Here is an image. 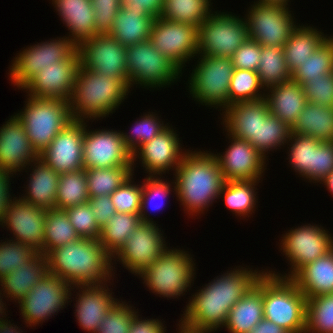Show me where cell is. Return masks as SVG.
Segmentation results:
<instances>
[{
	"instance_id": "cell-1",
	"label": "cell",
	"mask_w": 333,
	"mask_h": 333,
	"mask_svg": "<svg viewBox=\"0 0 333 333\" xmlns=\"http://www.w3.org/2000/svg\"><path fill=\"white\" fill-rule=\"evenodd\" d=\"M243 268L227 271L193 294L180 321L188 327L210 332L225 326L229 310L264 273Z\"/></svg>"
},
{
	"instance_id": "cell-2",
	"label": "cell",
	"mask_w": 333,
	"mask_h": 333,
	"mask_svg": "<svg viewBox=\"0 0 333 333\" xmlns=\"http://www.w3.org/2000/svg\"><path fill=\"white\" fill-rule=\"evenodd\" d=\"M46 258L48 273L72 287L104 284L113 275L114 259L99 240L80 238L51 250Z\"/></svg>"
},
{
	"instance_id": "cell-3",
	"label": "cell",
	"mask_w": 333,
	"mask_h": 333,
	"mask_svg": "<svg viewBox=\"0 0 333 333\" xmlns=\"http://www.w3.org/2000/svg\"><path fill=\"white\" fill-rule=\"evenodd\" d=\"M175 171L174 191L189 214L203 213L219 198L225 183L214 153L188 151Z\"/></svg>"
},
{
	"instance_id": "cell-4",
	"label": "cell",
	"mask_w": 333,
	"mask_h": 333,
	"mask_svg": "<svg viewBox=\"0 0 333 333\" xmlns=\"http://www.w3.org/2000/svg\"><path fill=\"white\" fill-rule=\"evenodd\" d=\"M129 90L122 79L105 77L79 66L69 100L72 118L95 120L106 117L124 101Z\"/></svg>"
},
{
	"instance_id": "cell-5",
	"label": "cell",
	"mask_w": 333,
	"mask_h": 333,
	"mask_svg": "<svg viewBox=\"0 0 333 333\" xmlns=\"http://www.w3.org/2000/svg\"><path fill=\"white\" fill-rule=\"evenodd\" d=\"M307 298L288 278L263 273V315L289 333H305Z\"/></svg>"
},
{
	"instance_id": "cell-6",
	"label": "cell",
	"mask_w": 333,
	"mask_h": 333,
	"mask_svg": "<svg viewBox=\"0 0 333 333\" xmlns=\"http://www.w3.org/2000/svg\"><path fill=\"white\" fill-rule=\"evenodd\" d=\"M24 111L15 114L23 123L32 147L40 155L73 118L69 101L56 98H27Z\"/></svg>"
},
{
	"instance_id": "cell-7",
	"label": "cell",
	"mask_w": 333,
	"mask_h": 333,
	"mask_svg": "<svg viewBox=\"0 0 333 333\" xmlns=\"http://www.w3.org/2000/svg\"><path fill=\"white\" fill-rule=\"evenodd\" d=\"M195 263L186 251L167 248L139 276L153 293L168 298H176L191 286Z\"/></svg>"
},
{
	"instance_id": "cell-8",
	"label": "cell",
	"mask_w": 333,
	"mask_h": 333,
	"mask_svg": "<svg viewBox=\"0 0 333 333\" xmlns=\"http://www.w3.org/2000/svg\"><path fill=\"white\" fill-rule=\"evenodd\" d=\"M200 57L188 82L190 94L202 105L220 106L225 110L230 106L229 85L234 71L232 58Z\"/></svg>"
},
{
	"instance_id": "cell-9",
	"label": "cell",
	"mask_w": 333,
	"mask_h": 333,
	"mask_svg": "<svg viewBox=\"0 0 333 333\" xmlns=\"http://www.w3.org/2000/svg\"><path fill=\"white\" fill-rule=\"evenodd\" d=\"M126 51L129 89L134 84L155 89L180 79L182 70L155 49L149 39L127 47Z\"/></svg>"
},
{
	"instance_id": "cell-10",
	"label": "cell",
	"mask_w": 333,
	"mask_h": 333,
	"mask_svg": "<svg viewBox=\"0 0 333 333\" xmlns=\"http://www.w3.org/2000/svg\"><path fill=\"white\" fill-rule=\"evenodd\" d=\"M249 38L245 18L216 11L198 27V56L232 57Z\"/></svg>"
},
{
	"instance_id": "cell-11",
	"label": "cell",
	"mask_w": 333,
	"mask_h": 333,
	"mask_svg": "<svg viewBox=\"0 0 333 333\" xmlns=\"http://www.w3.org/2000/svg\"><path fill=\"white\" fill-rule=\"evenodd\" d=\"M281 248L291 263L288 275L268 273L274 276L292 279L304 266L312 263L317 258L325 256L333 249V237L323 227L317 225H304L289 230L282 237ZM290 273V274H289Z\"/></svg>"
},
{
	"instance_id": "cell-12",
	"label": "cell",
	"mask_w": 333,
	"mask_h": 333,
	"mask_svg": "<svg viewBox=\"0 0 333 333\" xmlns=\"http://www.w3.org/2000/svg\"><path fill=\"white\" fill-rule=\"evenodd\" d=\"M251 7L245 18L249 39L261 46L283 47L297 27L289 7L255 1Z\"/></svg>"
},
{
	"instance_id": "cell-13",
	"label": "cell",
	"mask_w": 333,
	"mask_h": 333,
	"mask_svg": "<svg viewBox=\"0 0 333 333\" xmlns=\"http://www.w3.org/2000/svg\"><path fill=\"white\" fill-rule=\"evenodd\" d=\"M126 49L109 34H97L77 46L81 67L122 79L129 86Z\"/></svg>"
},
{
	"instance_id": "cell-14",
	"label": "cell",
	"mask_w": 333,
	"mask_h": 333,
	"mask_svg": "<svg viewBox=\"0 0 333 333\" xmlns=\"http://www.w3.org/2000/svg\"><path fill=\"white\" fill-rule=\"evenodd\" d=\"M77 52V46L68 38H58L38 43L19 52L10 66V79L14 86L22 87L44 67L69 60Z\"/></svg>"
},
{
	"instance_id": "cell-15",
	"label": "cell",
	"mask_w": 333,
	"mask_h": 333,
	"mask_svg": "<svg viewBox=\"0 0 333 333\" xmlns=\"http://www.w3.org/2000/svg\"><path fill=\"white\" fill-rule=\"evenodd\" d=\"M74 288L66 281L50 273L33 286L31 291L19 302L21 315L27 326L43 323L65 307Z\"/></svg>"
},
{
	"instance_id": "cell-16",
	"label": "cell",
	"mask_w": 333,
	"mask_h": 333,
	"mask_svg": "<svg viewBox=\"0 0 333 333\" xmlns=\"http://www.w3.org/2000/svg\"><path fill=\"white\" fill-rule=\"evenodd\" d=\"M149 41L182 70L187 61L197 56L198 27L157 17Z\"/></svg>"
},
{
	"instance_id": "cell-17",
	"label": "cell",
	"mask_w": 333,
	"mask_h": 333,
	"mask_svg": "<svg viewBox=\"0 0 333 333\" xmlns=\"http://www.w3.org/2000/svg\"><path fill=\"white\" fill-rule=\"evenodd\" d=\"M158 227L156 222H140L125 245L112 258L120 260L127 270L139 275L168 248Z\"/></svg>"
},
{
	"instance_id": "cell-18",
	"label": "cell",
	"mask_w": 333,
	"mask_h": 333,
	"mask_svg": "<svg viewBox=\"0 0 333 333\" xmlns=\"http://www.w3.org/2000/svg\"><path fill=\"white\" fill-rule=\"evenodd\" d=\"M84 122L83 169L132 166V154L125 146L121 131H88Z\"/></svg>"
},
{
	"instance_id": "cell-19",
	"label": "cell",
	"mask_w": 333,
	"mask_h": 333,
	"mask_svg": "<svg viewBox=\"0 0 333 333\" xmlns=\"http://www.w3.org/2000/svg\"><path fill=\"white\" fill-rule=\"evenodd\" d=\"M84 121L73 119L39 155L58 174L83 169Z\"/></svg>"
},
{
	"instance_id": "cell-20",
	"label": "cell",
	"mask_w": 333,
	"mask_h": 333,
	"mask_svg": "<svg viewBox=\"0 0 333 333\" xmlns=\"http://www.w3.org/2000/svg\"><path fill=\"white\" fill-rule=\"evenodd\" d=\"M80 66L78 51L69 59L40 70L22 88L28 96L69 101Z\"/></svg>"
},
{
	"instance_id": "cell-21",
	"label": "cell",
	"mask_w": 333,
	"mask_h": 333,
	"mask_svg": "<svg viewBox=\"0 0 333 333\" xmlns=\"http://www.w3.org/2000/svg\"><path fill=\"white\" fill-rule=\"evenodd\" d=\"M46 210L14 197L9 204L0 225L13 233L14 241L33 247L36 251L43 250L45 239Z\"/></svg>"
},
{
	"instance_id": "cell-22",
	"label": "cell",
	"mask_w": 333,
	"mask_h": 333,
	"mask_svg": "<svg viewBox=\"0 0 333 333\" xmlns=\"http://www.w3.org/2000/svg\"><path fill=\"white\" fill-rule=\"evenodd\" d=\"M171 128L167 126L132 154L133 170L137 156L149 177L161 176L172 168L176 170L187 152H182L178 134Z\"/></svg>"
},
{
	"instance_id": "cell-23",
	"label": "cell",
	"mask_w": 333,
	"mask_h": 333,
	"mask_svg": "<svg viewBox=\"0 0 333 333\" xmlns=\"http://www.w3.org/2000/svg\"><path fill=\"white\" fill-rule=\"evenodd\" d=\"M231 145L224 155L215 154L225 181L260 180L266 159L249 142L230 136ZM221 155V156H219Z\"/></svg>"
},
{
	"instance_id": "cell-24",
	"label": "cell",
	"mask_w": 333,
	"mask_h": 333,
	"mask_svg": "<svg viewBox=\"0 0 333 333\" xmlns=\"http://www.w3.org/2000/svg\"><path fill=\"white\" fill-rule=\"evenodd\" d=\"M5 123L0 127V168L16 173L30 166L39 154L32 147L24 125L16 115Z\"/></svg>"
},
{
	"instance_id": "cell-25",
	"label": "cell",
	"mask_w": 333,
	"mask_h": 333,
	"mask_svg": "<svg viewBox=\"0 0 333 333\" xmlns=\"http://www.w3.org/2000/svg\"><path fill=\"white\" fill-rule=\"evenodd\" d=\"M78 285L76 300V318L79 326L85 331L96 333L106 313L116 305L117 299L112 297L108 285ZM107 288V289H106Z\"/></svg>"
},
{
	"instance_id": "cell-26",
	"label": "cell",
	"mask_w": 333,
	"mask_h": 333,
	"mask_svg": "<svg viewBox=\"0 0 333 333\" xmlns=\"http://www.w3.org/2000/svg\"><path fill=\"white\" fill-rule=\"evenodd\" d=\"M265 98L254 101H239L228 106L223 112V125L227 135L245 140L251 144L256 138L258 122L269 113ZM225 113V114H224Z\"/></svg>"
},
{
	"instance_id": "cell-27",
	"label": "cell",
	"mask_w": 333,
	"mask_h": 333,
	"mask_svg": "<svg viewBox=\"0 0 333 333\" xmlns=\"http://www.w3.org/2000/svg\"><path fill=\"white\" fill-rule=\"evenodd\" d=\"M52 4L70 30L71 36L68 38L76 46L96 35L91 0H52Z\"/></svg>"
},
{
	"instance_id": "cell-28",
	"label": "cell",
	"mask_w": 333,
	"mask_h": 333,
	"mask_svg": "<svg viewBox=\"0 0 333 333\" xmlns=\"http://www.w3.org/2000/svg\"><path fill=\"white\" fill-rule=\"evenodd\" d=\"M269 88L264 98L270 113L291 128L307 103L303 87L291 79Z\"/></svg>"
},
{
	"instance_id": "cell-29",
	"label": "cell",
	"mask_w": 333,
	"mask_h": 333,
	"mask_svg": "<svg viewBox=\"0 0 333 333\" xmlns=\"http://www.w3.org/2000/svg\"><path fill=\"white\" fill-rule=\"evenodd\" d=\"M47 273V258L37 252L27 263L18 265L14 271L0 280L1 290H4V296L19 302Z\"/></svg>"
},
{
	"instance_id": "cell-30",
	"label": "cell",
	"mask_w": 333,
	"mask_h": 333,
	"mask_svg": "<svg viewBox=\"0 0 333 333\" xmlns=\"http://www.w3.org/2000/svg\"><path fill=\"white\" fill-rule=\"evenodd\" d=\"M263 315V275L238 302L229 310L225 328L230 333H248Z\"/></svg>"
},
{
	"instance_id": "cell-31",
	"label": "cell",
	"mask_w": 333,
	"mask_h": 333,
	"mask_svg": "<svg viewBox=\"0 0 333 333\" xmlns=\"http://www.w3.org/2000/svg\"><path fill=\"white\" fill-rule=\"evenodd\" d=\"M35 163V164H34ZM35 168L30 174L26 194L19 197L22 201L45 210L55 208L60 174L40 158L33 162Z\"/></svg>"
},
{
	"instance_id": "cell-32",
	"label": "cell",
	"mask_w": 333,
	"mask_h": 333,
	"mask_svg": "<svg viewBox=\"0 0 333 333\" xmlns=\"http://www.w3.org/2000/svg\"><path fill=\"white\" fill-rule=\"evenodd\" d=\"M292 280L307 299L333 294V249L304 266Z\"/></svg>"
},
{
	"instance_id": "cell-33",
	"label": "cell",
	"mask_w": 333,
	"mask_h": 333,
	"mask_svg": "<svg viewBox=\"0 0 333 333\" xmlns=\"http://www.w3.org/2000/svg\"><path fill=\"white\" fill-rule=\"evenodd\" d=\"M147 11L120 8L109 35L126 48L149 39L154 20Z\"/></svg>"
},
{
	"instance_id": "cell-34",
	"label": "cell",
	"mask_w": 333,
	"mask_h": 333,
	"mask_svg": "<svg viewBox=\"0 0 333 333\" xmlns=\"http://www.w3.org/2000/svg\"><path fill=\"white\" fill-rule=\"evenodd\" d=\"M291 133L333 142V108L307 102L291 127Z\"/></svg>"
},
{
	"instance_id": "cell-35",
	"label": "cell",
	"mask_w": 333,
	"mask_h": 333,
	"mask_svg": "<svg viewBox=\"0 0 333 333\" xmlns=\"http://www.w3.org/2000/svg\"><path fill=\"white\" fill-rule=\"evenodd\" d=\"M310 26H297L283 46L285 62L291 74L328 38Z\"/></svg>"
},
{
	"instance_id": "cell-36",
	"label": "cell",
	"mask_w": 333,
	"mask_h": 333,
	"mask_svg": "<svg viewBox=\"0 0 333 333\" xmlns=\"http://www.w3.org/2000/svg\"><path fill=\"white\" fill-rule=\"evenodd\" d=\"M141 220L138 213L116 212L101 228L99 242L107 253L113 257L125 245Z\"/></svg>"
},
{
	"instance_id": "cell-37",
	"label": "cell",
	"mask_w": 333,
	"mask_h": 333,
	"mask_svg": "<svg viewBox=\"0 0 333 333\" xmlns=\"http://www.w3.org/2000/svg\"><path fill=\"white\" fill-rule=\"evenodd\" d=\"M211 0H164L162 19L199 27L211 14Z\"/></svg>"
},
{
	"instance_id": "cell-38",
	"label": "cell",
	"mask_w": 333,
	"mask_h": 333,
	"mask_svg": "<svg viewBox=\"0 0 333 333\" xmlns=\"http://www.w3.org/2000/svg\"><path fill=\"white\" fill-rule=\"evenodd\" d=\"M256 72L266 91L271 86L291 80L292 74L285 62L283 47L261 46L260 62Z\"/></svg>"
},
{
	"instance_id": "cell-39",
	"label": "cell",
	"mask_w": 333,
	"mask_h": 333,
	"mask_svg": "<svg viewBox=\"0 0 333 333\" xmlns=\"http://www.w3.org/2000/svg\"><path fill=\"white\" fill-rule=\"evenodd\" d=\"M45 239L43 250L45 256L53 249L80 239L69 221L65 209L51 208L46 210Z\"/></svg>"
},
{
	"instance_id": "cell-40",
	"label": "cell",
	"mask_w": 333,
	"mask_h": 333,
	"mask_svg": "<svg viewBox=\"0 0 333 333\" xmlns=\"http://www.w3.org/2000/svg\"><path fill=\"white\" fill-rule=\"evenodd\" d=\"M132 171V166L85 169L89 197L111 195L134 175Z\"/></svg>"
},
{
	"instance_id": "cell-41",
	"label": "cell",
	"mask_w": 333,
	"mask_h": 333,
	"mask_svg": "<svg viewBox=\"0 0 333 333\" xmlns=\"http://www.w3.org/2000/svg\"><path fill=\"white\" fill-rule=\"evenodd\" d=\"M258 182L260 181H225L219 197L223 196L226 207L235 212L233 214L247 217L248 214H252L255 210L257 200L255 197L257 194L255 193V185Z\"/></svg>"
},
{
	"instance_id": "cell-42",
	"label": "cell",
	"mask_w": 333,
	"mask_h": 333,
	"mask_svg": "<svg viewBox=\"0 0 333 333\" xmlns=\"http://www.w3.org/2000/svg\"><path fill=\"white\" fill-rule=\"evenodd\" d=\"M289 163L295 172H299L300 177L314 181V159L315 149L323 142L311 136L291 133L288 143Z\"/></svg>"
},
{
	"instance_id": "cell-43",
	"label": "cell",
	"mask_w": 333,
	"mask_h": 333,
	"mask_svg": "<svg viewBox=\"0 0 333 333\" xmlns=\"http://www.w3.org/2000/svg\"><path fill=\"white\" fill-rule=\"evenodd\" d=\"M290 134L291 128L269 112L258 122L256 138H251V144L266 158L268 150H277V147L288 144Z\"/></svg>"
},
{
	"instance_id": "cell-44",
	"label": "cell",
	"mask_w": 333,
	"mask_h": 333,
	"mask_svg": "<svg viewBox=\"0 0 333 333\" xmlns=\"http://www.w3.org/2000/svg\"><path fill=\"white\" fill-rule=\"evenodd\" d=\"M89 198L85 169L60 174L55 208L67 209Z\"/></svg>"
},
{
	"instance_id": "cell-45",
	"label": "cell",
	"mask_w": 333,
	"mask_h": 333,
	"mask_svg": "<svg viewBox=\"0 0 333 333\" xmlns=\"http://www.w3.org/2000/svg\"><path fill=\"white\" fill-rule=\"evenodd\" d=\"M333 72V36L316 49L308 59L292 73V80L303 86L309 79Z\"/></svg>"
},
{
	"instance_id": "cell-46",
	"label": "cell",
	"mask_w": 333,
	"mask_h": 333,
	"mask_svg": "<svg viewBox=\"0 0 333 333\" xmlns=\"http://www.w3.org/2000/svg\"><path fill=\"white\" fill-rule=\"evenodd\" d=\"M305 333H333V294L307 299Z\"/></svg>"
},
{
	"instance_id": "cell-47",
	"label": "cell",
	"mask_w": 333,
	"mask_h": 333,
	"mask_svg": "<svg viewBox=\"0 0 333 333\" xmlns=\"http://www.w3.org/2000/svg\"><path fill=\"white\" fill-rule=\"evenodd\" d=\"M264 89L256 71L234 69L229 85L230 105L239 101H254L264 98L259 91ZM259 92V93H258Z\"/></svg>"
},
{
	"instance_id": "cell-48",
	"label": "cell",
	"mask_w": 333,
	"mask_h": 333,
	"mask_svg": "<svg viewBox=\"0 0 333 333\" xmlns=\"http://www.w3.org/2000/svg\"><path fill=\"white\" fill-rule=\"evenodd\" d=\"M149 112L141 117L140 120L135 121V126L132 134L121 132L125 146L133 154L141 145L149 142L153 137L162 132L168 125L159 120V117ZM162 122V123H161ZM132 135V136H131Z\"/></svg>"
},
{
	"instance_id": "cell-49",
	"label": "cell",
	"mask_w": 333,
	"mask_h": 333,
	"mask_svg": "<svg viewBox=\"0 0 333 333\" xmlns=\"http://www.w3.org/2000/svg\"><path fill=\"white\" fill-rule=\"evenodd\" d=\"M37 252L33 247L14 239L0 242V280L18 265L27 263Z\"/></svg>"
},
{
	"instance_id": "cell-50",
	"label": "cell",
	"mask_w": 333,
	"mask_h": 333,
	"mask_svg": "<svg viewBox=\"0 0 333 333\" xmlns=\"http://www.w3.org/2000/svg\"><path fill=\"white\" fill-rule=\"evenodd\" d=\"M171 184L169 182H166L162 179L161 177L159 178L158 176L156 177H147L145 181L143 182L142 185V197H141V208H140V213L139 217L141 222H151L154 223L152 218L150 219L147 216L148 212V207L151 206L152 210L154 209L155 211L159 210L162 207L163 203H153L155 200L158 201V199L163 200L167 196H169L171 190ZM165 201V200H164ZM162 202V201H161ZM156 204V205H153ZM150 207V208H151ZM147 208V209H146Z\"/></svg>"
},
{
	"instance_id": "cell-51",
	"label": "cell",
	"mask_w": 333,
	"mask_h": 333,
	"mask_svg": "<svg viewBox=\"0 0 333 333\" xmlns=\"http://www.w3.org/2000/svg\"><path fill=\"white\" fill-rule=\"evenodd\" d=\"M70 223L80 238L99 240L101 228L97 225L90 204H79L65 209Z\"/></svg>"
},
{
	"instance_id": "cell-52",
	"label": "cell",
	"mask_w": 333,
	"mask_h": 333,
	"mask_svg": "<svg viewBox=\"0 0 333 333\" xmlns=\"http://www.w3.org/2000/svg\"><path fill=\"white\" fill-rule=\"evenodd\" d=\"M118 301L105 315L96 333H128L133 317L138 313L126 302Z\"/></svg>"
},
{
	"instance_id": "cell-53",
	"label": "cell",
	"mask_w": 333,
	"mask_h": 333,
	"mask_svg": "<svg viewBox=\"0 0 333 333\" xmlns=\"http://www.w3.org/2000/svg\"><path fill=\"white\" fill-rule=\"evenodd\" d=\"M132 178L133 175L110 195L116 212L140 213L142 185L133 184Z\"/></svg>"
},
{
	"instance_id": "cell-54",
	"label": "cell",
	"mask_w": 333,
	"mask_h": 333,
	"mask_svg": "<svg viewBox=\"0 0 333 333\" xmlns=\"http://www.w3.org/2000/svg\"><path fill=\"white\" fill-rule=\"evenodd\" d=\"M302 87L307 102L333 108V72L309 79Z\"/></svg>"
},
{
	"instance_id": "cell-55",
	"label": "cell",
	"mask_w": 333,
	"mask_h": 333,
	"mask_svg": "<svg viewBox=\"0 0 333 333\" xmlns=\"http://www.w3.org/2000/svg\"><path fill=\"white\" fill-rule=\"evenodd\" d=\"M97 34H109L122 0H91Z\"/></svg>"
},
{
	"instance_id": "cell-56",
	"label": "cell",
	"mask_w": 333,
	"mask_h": 333,
	"mask_svg": "<svg viewBox=\"0 0 333 333\" xmlns=\"http://www.w3.org/2000/svg\"><path fill=\"white\" fill-rule=\"evenodd\" d=\"M261 56V45L249 38L233 54L234 69L257 71Z\"/></svg>"
},
{
	"instance_id": "cell-57",
	"label": "cell",
	"mask_w": 333,
	"mask_h": 333,
	"mask_svg": "<svg viewBox=\"0 0 333 333\" xmlns=\"http://www.w3.org/2000/svg\"><path fill=\"white\" fill-rule=\"evenodd\" d=\"M333 170V142L323 141L315 149L314 181L323 180Z\"/></svg>"
},
{
	"instance_id": "cell-58",
	"label": "cell",
	"mask_w": 333,
	"mask_h": 333,
	"mask_svg": "<svg viewBox=\"0 0 333 333\" xmlns=\"http://www.w3.org/2000/svg\"><path fill=\"white\" fill-rule=\"evenodd\" d=\"M91 210L94 213L97 225L102 228L116 213L110 195L90 197L88 200Z\"/></svg>"
},
{
	"instance_id": "cell-59",
	"label": "cell",
	"mask_w": 333,
	"mask_h": 333,
	"mask_svg": "<svg viewBox=\"0 0 333 333\" xmlns=\"http://www.w3.org/2000/svg\"><path fill=\"white\" fill-rule=\"evenodd\" d=\"M164 0H122L121 7L130 11H147L157 18L161 15Z\"/></svg>"
},
{
	"instance_id": "cell-60",
	"label": "cell",
	"mask_w": 333,
	"mask_h": 333,
	"mask_svg": "<svg viewBox=\"0 0 333 333\" xmlns=\"http://www.w3.org/2000/svg\"><path fill=\"white\" fill-rule=\"evenodd\" d=\"M163 323L158 319H140L139 314L132 319L128 333H165Z\"/></svg>"
},
{
	"instance_id": "cell-61",
	"label": "cell",
	"mask_w": 333,
	"mask_h": 333,
	"mask_svg": "<svg viewBox=\"0 0 333 333\" xmlns=\"http://www.w3.org/2000/svg\"><path fill=\"white\" fill-rule=\"evenodd\" d=\"M8 170L0 168V220L3 218L9 204L12 202L10 195V177L13 176ZM11 197V198H10Z\"/></svg>"
},
{
	"instance_id": "cell-62",
	"label": "cell",
	"mask_w": 333,
	"mask_h": 333,
	"mask_svg": "<svg viewBox=\"0 0 333 333\" xmlns=\"http://www.w3.org/2000/svg\"><path fill=\"white\" fill-rule=\"evenodd\" d=\"M248 333H289L274 322L263 318L257 325L253 326Z\"/></svg>"
},
{
	"instance_id": "cell-63",
	"label": "cell",
	"mask_w": 333,
	"mask_h": 333,
	"mask_svg": "<svg viewBox=\"0 0 333 333\" xmlns=\"http://www.w3.org/2000/svg\"><path fill=\"white\" fill-rule=\"evenodd\" d=\"M6 320L7 319L0 321V333H21L20 330L19 331L17 330L18 329L17 325L11 324L10 321L8 323V320L7 321Z\"/></svg>"
},
{
	"instance_id": "cell-64",
	"label": "cell",
	"mask_w": 333,
	"mask_h": 333,
	"mask_svg": "<svg viewBox=\"0 0 333 333\" xmlns=\"http://www.w3.org/2000/svg\"><path fill=\"white\" fill-rule=\"evenodd\" d=\"M179 331L178 333H210V331L207 330H197L191 327H188L186 325H184L182 322H180L179 324Z\"/></svg>"
},
{
	"instance_id": "cell-65",
	"label": "cell",
	"mask_w": 333,
	"mask_h": 333,
	"mask_svg": "<svg viewBox=\"0 0 333 333\" xmlns=\"http://www.w3.org/2000/svg\"><path fill=\"white\" fill-rule=\"evenodd\" d=\"M320 183L324 184L328 188L327 190L333 194V170Z\"/></svg>"
},
{
	"instance_id": "cell-66",
	"label": "cell",
	"mask_w": 333,
	"mask_h": 333,
	"mask_svg": "<svg viewBox=\"0 0 333 333\" xmlns=\"http://www.w3.org/2000/svg\"><path fill=\"white\" fill-rule=\"evenodd\" d=\"M256 2L264 4H281L283 6H288L289 0H259Z\"/></svg>"
},
{
	"instance_id": "cell-67",
	"label": "cell",
	"mask_w": 333,
	"mask_h": 333,
	"mask_svg": "<svg viewBox=\"0 0 333 333\" xmlns=\"http://www.w3.org/2000/svg\"><path fill=\"white\" fill-rule=\"evenodd\" d=\"M1 294H2V291L0 292V316L2 315V317H5V315L3 316V314H6L4 312L5 311V308H4L5 303H3L2 299H1ZM2 320H4V319L0 317V321H2Z\"/></svg>"
}]
</instances>
